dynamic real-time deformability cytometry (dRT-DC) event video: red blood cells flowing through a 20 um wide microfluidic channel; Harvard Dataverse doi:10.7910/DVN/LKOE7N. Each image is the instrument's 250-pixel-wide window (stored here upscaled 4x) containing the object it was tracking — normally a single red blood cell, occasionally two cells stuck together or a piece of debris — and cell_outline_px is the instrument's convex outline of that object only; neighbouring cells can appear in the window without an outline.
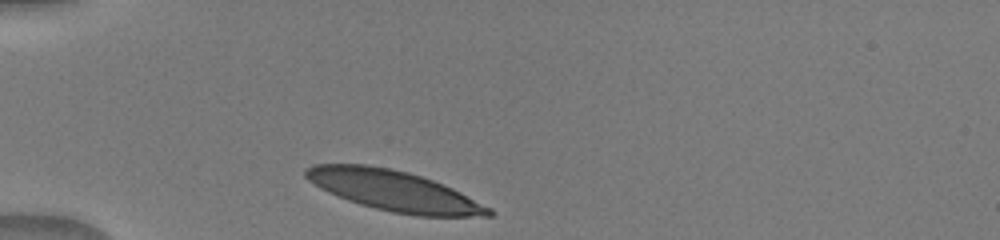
{"species": "human", "species_latin": "Homo sapiens", "temperature_condition": "warm", "stored_images_in_passage": 6, "camera_frame_rate_fps": 3000, "um_per_image_px": 0.085, "donor": {"sex": "male"}, "frame": {"image": 1, "passage_image": 1, "time_ms": 0.0, "image_size_px": [1000, 240], "cell_outline_px": [[492, 216], [416, 216], [392, 212], [360, 204], [336, 196], [320, 188], [308, 180], [304, 176], [304, 168], [312, 164], [364, 164], [388, 168], [408, 172], [432, 180], [452, 188], [492, 208]], "centroid_in_image_um": [33.45, 16.21], "position_along_channel_um": 51.5, "area_um2": 42.89}}
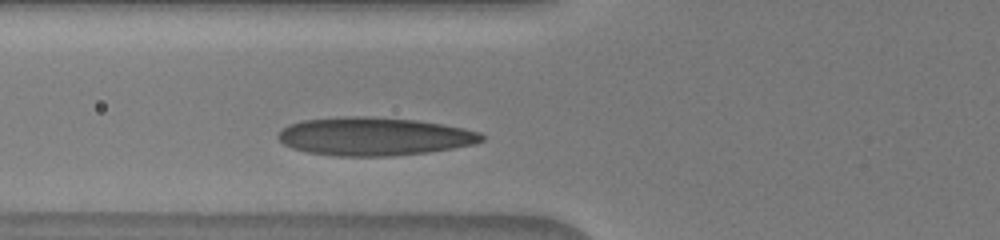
{"frame": {"image": 2, "passage_image": 6, "time_ms": 1.667, "image_size_px": [1000, 240], "cell_outline_px": [[484, 140], [476, 144], [428, 152], [388, 156], [336, 156], [308, 152], [292, 148], [284, 144], [276, 136], [288, 124], [304, 120], [344, 116], [368, 116], [416, 120], [464, 128], [480, 132], [484, 136]], "centroid_in_image_um": [31.81, 11.59], "position_along_channel_um": 94.0, "area_um2": 45.26}}